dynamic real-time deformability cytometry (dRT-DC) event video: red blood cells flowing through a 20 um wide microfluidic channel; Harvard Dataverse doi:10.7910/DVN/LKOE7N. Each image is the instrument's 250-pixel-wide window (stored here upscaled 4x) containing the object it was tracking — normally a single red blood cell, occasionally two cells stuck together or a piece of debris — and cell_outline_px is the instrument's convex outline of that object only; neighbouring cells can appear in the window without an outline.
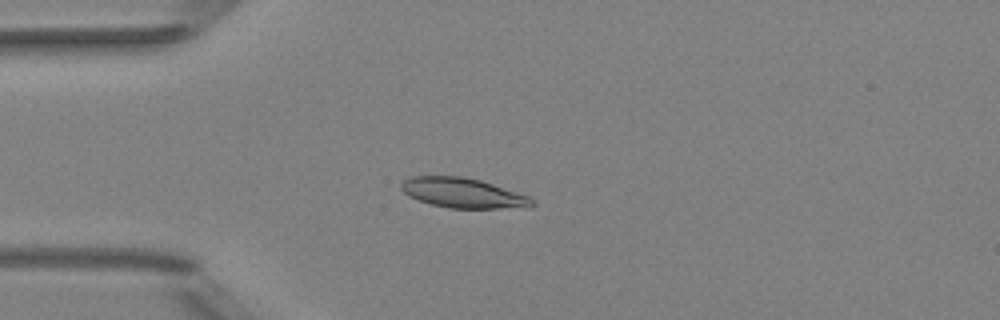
{"species": "Egyptian fruit bat (a non-hibernating species)", "species_latin": "Rousettus aegyptiacus", "temperature_condition": "room temperature", "stored_images_in_passage": 36, "camera_frame_rate_fps": 3000, "um_per_image_px": 0.085, "animal": {"sex": "female"}, "frame": {"image": 1, "passage_image": 2, "time_ms": 0.333, "image_size_px": [1000, 320], "cell_outline_px": [[512, 196], [508, 204], [484, 208], [464, 208], [440, 204], [428, 200], [444, 180], [472, 180], [496, 188]], "centroid_in_image_um": [39.87, 16.56], "position_along_channel_um": 45.1, "area_um2": 12.31}}
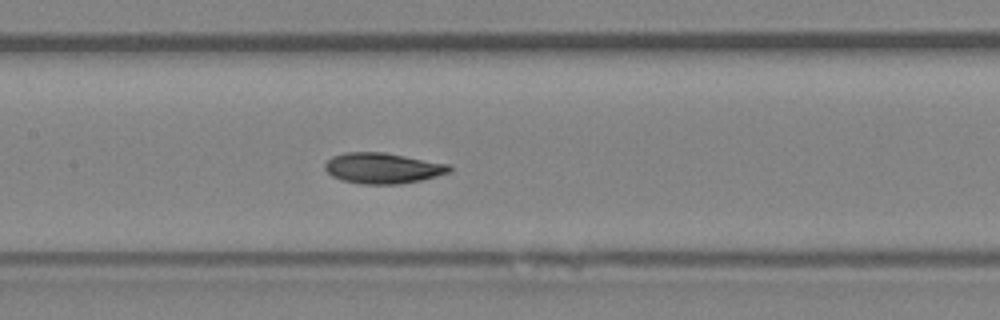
{"frame": {"image": 2, "passage_image": 13, "time_ms": 4.0, "image_size_px": [1000, 320], "cell_outline_px": [[448, 168], [440, 172], [428, 176], [408, 180], [356, 180], [332, 172], [332, 168], [344, 156], [392, 156], [412, 160]], "centroid_in_image_um": [32.62, 14.31], "position_along_channel_um": 174.8, "area_um2": 15.14}}
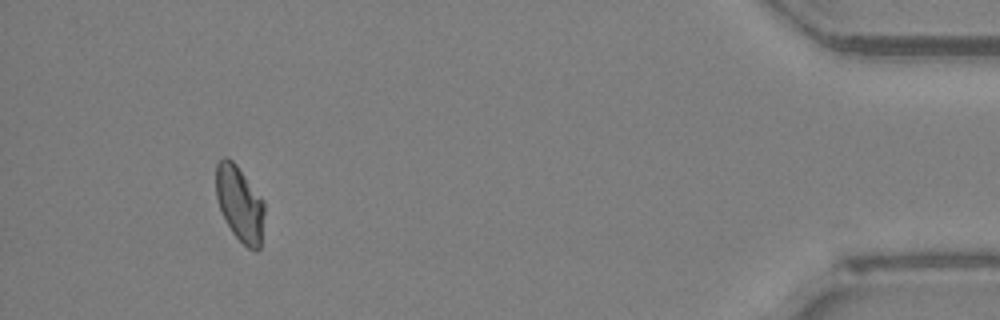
{"frame": {"image": 3, "passage_image": 36, "time_ms": 11.667, "image_size_px": [1000, 320], "cell_outline_px": [[260, 236], [244, 240], [232, 228], [220, 204], [220, 192], [232, 164], [236, 168], [260, 204]], "centroid_in_image_um": [20.44, 17.49], "position_along_channel_um": 414.8, "area_um2": 14.05}}